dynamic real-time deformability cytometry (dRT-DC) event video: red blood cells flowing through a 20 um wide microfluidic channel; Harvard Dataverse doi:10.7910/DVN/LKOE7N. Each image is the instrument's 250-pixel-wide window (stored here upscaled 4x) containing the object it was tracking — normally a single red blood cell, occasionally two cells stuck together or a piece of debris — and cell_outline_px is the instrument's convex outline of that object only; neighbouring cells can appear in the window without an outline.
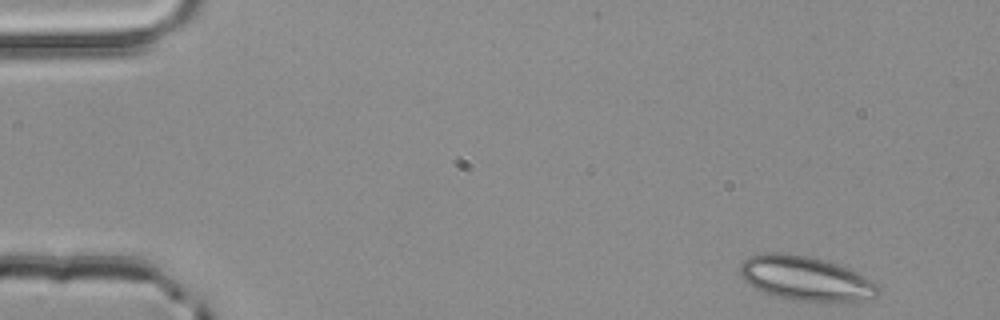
{"species": "common noctule bat (a hibernating species)", "species_latin": "Nyctalus noctula", "temperature_condition": "room temperature", "stored_images_in_passage": 50, "camera_frame_rate_fps": 3000, "um_per_image_px": 0.085, "animal": {"sex": "male", "body_mass_g": 20.4}, "frame": {"image": 1, "passage_image": 1, "time_ms": 0.0, "image_size_px": [1000, 320], "cell_outline_px": [[880, 292], [876, 296], [856, 300], [820, 304], [772, 296], [748, 284], [740, 276], [740, 264], [748, 256], [764, 252], [784, 252], [824, 260], [836, 264], [856, 272], [872, 280], [880, 288]], "centroid_in_image_um": [68.44, 23.69], "position_along_channel_um": 16.6, "area_um2": 36.07}}
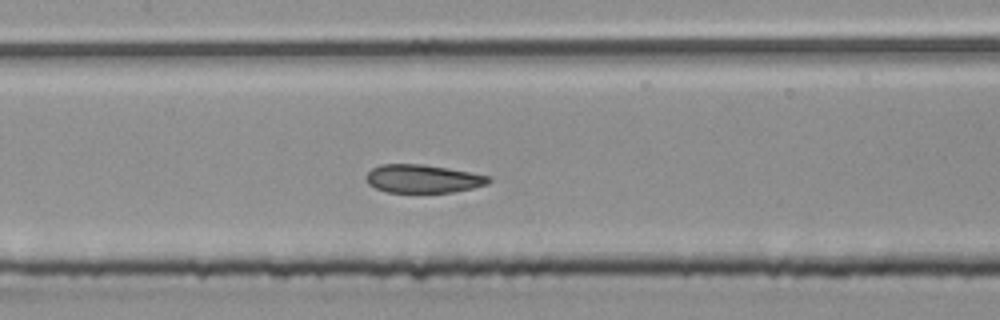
{"frame": {"image": 2, "passage_image": 22, "time_ms": 7.0, "image_size_px": [1000, 320], "cell_outline_px": [[492, 180], [488, 184], [472, 188], [452, 192], [384, 192], [368, 184], [364, 176], [372, 168], [380, 164], [424, 164], [448, 168], [488, 176]], "centroid_in_image_um": [35.9, 15.19], "position_along_channel_um": 171.5, "area_um2": 20.17}}
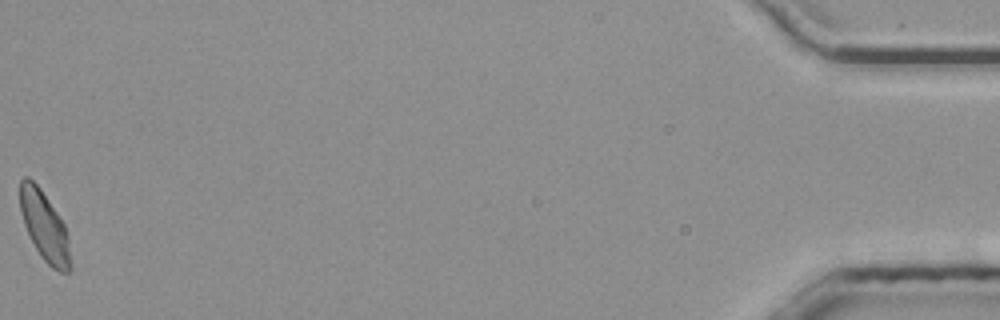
{"frame": {"image": 3, "passage_image": 50, "time_ms": 16.333, "image_size_px": [1000, 320], "cell_outline_px": [[72, 268], [68, 272], [60, 272], [52, 268], [40, 256], [28, 236], [24, 224], [20, 208], [20, 180], [24, 176], [28, 176], [40, 188], [64, 224], [68, 236]], "centroid_in_image_um": [3.78, 19.27], "position_along_channel_um": 431.4, "area_um2": 20.4}, "authors_computed_cell_mechanics": {"area_um2": 21.0392, "velocity_mm_per_s": 3.9171, "shape_relaxation_time_tau1_ms": null, "shape_relaxation_time_tau2_ms": 2.0445, "deformation_change_tau1": null, "deformation_change_tau2": 0.0785}}